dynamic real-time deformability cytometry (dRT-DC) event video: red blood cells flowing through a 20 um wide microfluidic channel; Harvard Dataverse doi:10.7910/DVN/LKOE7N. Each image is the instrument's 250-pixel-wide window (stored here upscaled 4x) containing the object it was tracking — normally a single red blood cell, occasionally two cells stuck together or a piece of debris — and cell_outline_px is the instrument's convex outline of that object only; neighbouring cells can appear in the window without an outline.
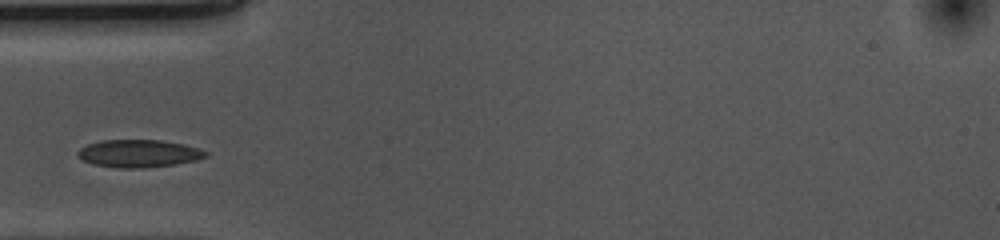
{"species": "common noctule bat (a hibernating species)", "species_latin": "Nyctalus noctula", "temperature_condition": "cold", "stored_images_in_passage": 27, "camera_frame_rate_fps": 3000, "um_per_image_px": 0.085, "animal": {"sex": "female", "body_mass_g": 10.0, "forearm_length_mm": 53.1}, "frame": {"image": 1, "passage_image": 1, "time_ms": 0.0, "image_size_px": [1000, 240], "cell_outline_px": [[208, 156], [196, 160], [176, 164], [140, 168], [116, 168], [96, 164], [84, 160], [76, 156], [76, 152], [80, 148], [88, 144], [100, 140], [160, 140], [184, 144], [200, 148], [208, 152]], "centroid_in_image_um": [11.81, 13.04], "position_along_channel_um": 73.2, "area_um2": 20.63}}
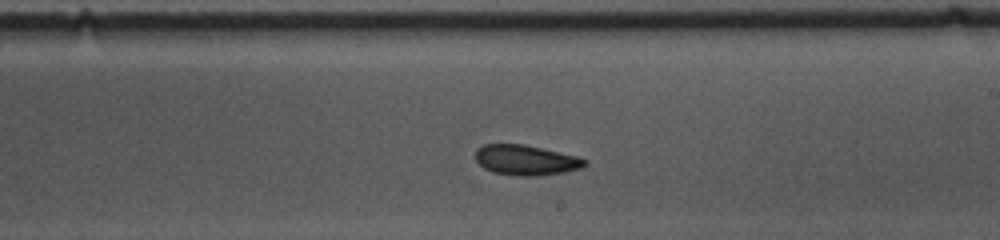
{"frame": {"image": 2, "passage_image": 15, "time_ms": 4.667, "image_size_px": [1000, 240], "cell_outline_px": [[588, 164], [580, 168], [564, 172], [540, 176], [520, 176], [492, 172], [484, 168], [476, 160], [476, 148], [484, 144], [524, 144], [580, 156], [588, 160]], "centroid_in_image_um": [44.74, 13.6], "position_along_channel_um": 244.3, "area_um2": 19.48}}
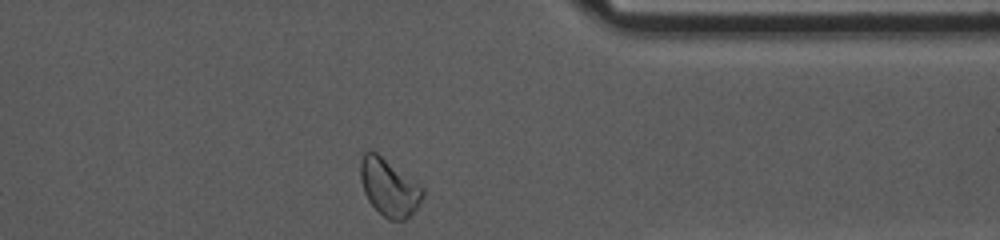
{"frame": {"image": 3, "passage_image": 27, "time_ms": 8.667, "image_size_px": [1000, 240], "cell_outline_px": [[424, 196], [416, 208], [404, 220], [388, 220], [368, 200], [364, 192], [360, 180], [360, 160], [364, 152], [376, 152], [424, 188]], "centroid_in_image_um": [33.06, 15.93], "position_along_channel_um": 378.3, "area_um2": 20.4}}